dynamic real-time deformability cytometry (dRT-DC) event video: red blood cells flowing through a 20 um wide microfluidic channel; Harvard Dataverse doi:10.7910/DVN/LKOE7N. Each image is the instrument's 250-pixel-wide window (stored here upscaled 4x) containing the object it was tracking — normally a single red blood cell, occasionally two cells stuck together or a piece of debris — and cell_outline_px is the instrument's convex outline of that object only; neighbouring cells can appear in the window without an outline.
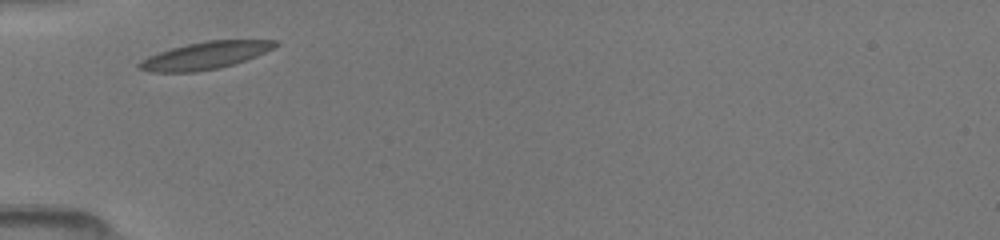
{"species": "common noctule bat (a hibernating species)", "species_latin": "Nyctalus noctula", "temperature_condition": "room temperature", "stored_images_in_passage": 20, "camera_frame_rate_fps": 3000, "um_per_image_px": 0.085, "animal": {"sex": "female", "body_mass_g": 19.5, "forearm_length_mm": 54.1}, "frame": {"image": 1, "passage_image": 1, "time_ms": 0.0, "image_size_px": [1000, 240], "cell_outline_px": [[280, 44], [256, 56], [220, 68], [196, 72], [148, 72], [136, 68], [136, 64], [140, 60], [148, 56], [172, 48], [188, 44], [208, 40], [276, 40]], "centroid_in_image_um": [17.38, 4.73], "position_along_channel_um": 67.6, "area_um2": 21.56}}
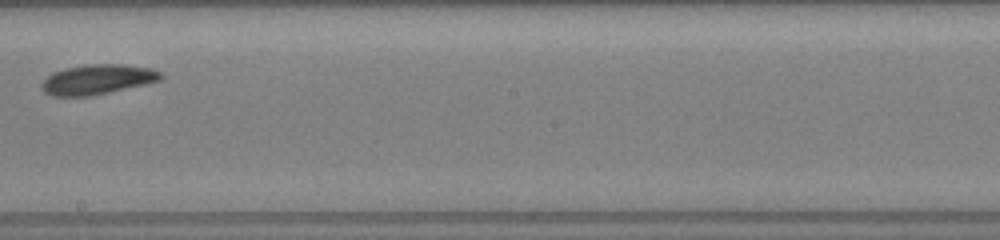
{"frame": {"image": 2, "passage_image": 11, "time_ms": 4.333, "image_size_px": [1000, 240], "cell_outline_px": [[164, 76], [160, 80], [144, 84], [92, 96], [52, 96], [44, 92], [40, 88], [40, 84], [52, 72], [64, 68], [88, 64], [128, 64], [152, 68], [164, 72]], "centroid_in_image_um": [8.29, 6.74], "position_along_channel_um": 239.9, "area_um2": 21.04}}
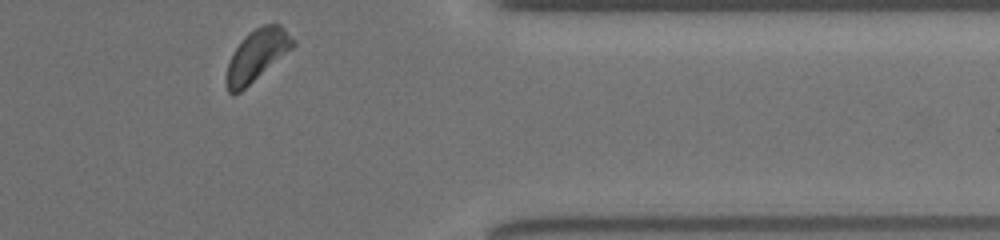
{"frame": {"image": 3, "passage_image": 20, "time_ms": 8.333, "image_size_px": [1000, 240], "cell_outline_px": [[296, 44], [292, 48], [240, 92], [232, 96], [228, 92], [224, 84], [224, 80], [228, 60], [244, 36], [248, 32], [260, 24], [280, 24], [296, 40]], "centroid_in_image_um": [21.79, 4.7], "position_along_channel_um": 389.6, "area_um2": 20.17}}